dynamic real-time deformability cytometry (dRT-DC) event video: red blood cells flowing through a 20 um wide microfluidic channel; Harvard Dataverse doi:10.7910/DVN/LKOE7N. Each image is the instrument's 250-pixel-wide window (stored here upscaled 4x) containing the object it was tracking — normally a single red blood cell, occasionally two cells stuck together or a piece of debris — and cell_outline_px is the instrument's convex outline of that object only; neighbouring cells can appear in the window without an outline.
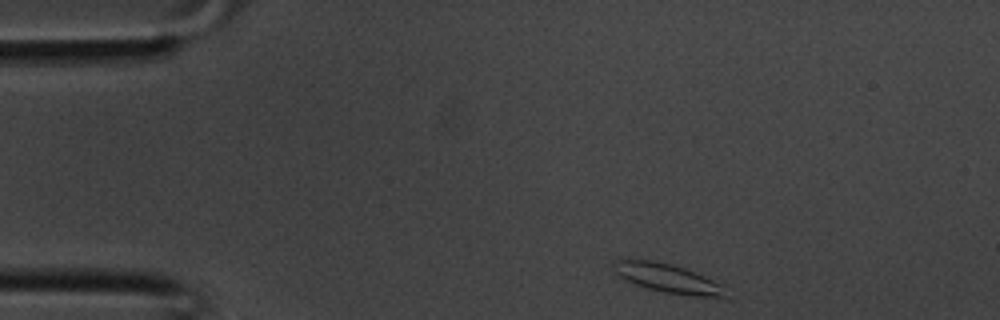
{"species": "common noctule bat (a hibernating species)", "species_latin": "Nyctalus noctula", "temperature_condition": "room temperature", "stored_images_in_passage": 33, "segment_of_instrument_passage": [1, 2], "camera_frame_rate_fps": 3000, "um_per_image_px": 0.085, "animal": {"sex": "male", "body_mass_g": 20.1, "forearm_length_mm": 53.5}, "frame": {"image": 1, "passage_image": 1, "time_ms": 0.0, "image_size_px": [1000, 320], "cell_outline_px": [[724, 296], [696, 296], [664, 292], [648, 288], [624, 280], [612, 268], [612, 264], [616, 260], [652, 260], [672, 264], [684, 268], [704, 276], [720, 284]], "centroid_in_image_um": [56.65, 23.63], "position_along_channel_um": 28.3, "area_um2": 18.21}}
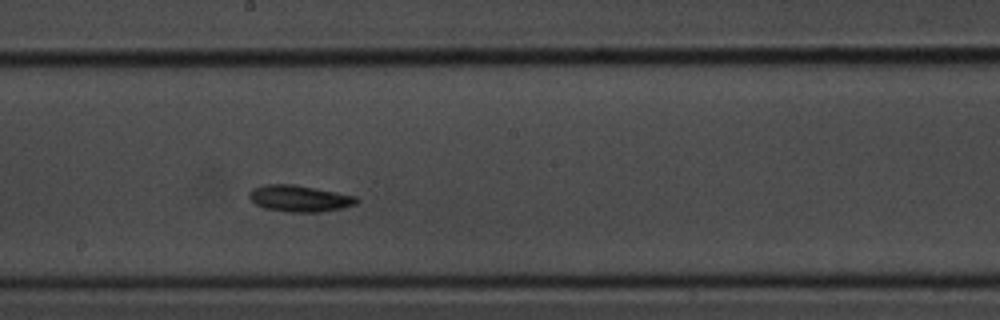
{"frame": {"image": 2, "passage_image": 15, "time_ms": 4.667, "image_size_px": [1000, 320], "cell_outline_px": [[360, 200], [356, 204], [344, 208], [324, 212], [288, 212], [264, 208], [256, 204], [248, 196], [248, 192], [252, 188], [264, 184], [292, 184], [316, 188], [356, 196]], "centroid_in_image_um": [25.47, 16.87], "position_along_channel_um": 222.7, "area_um2": 16.76}}
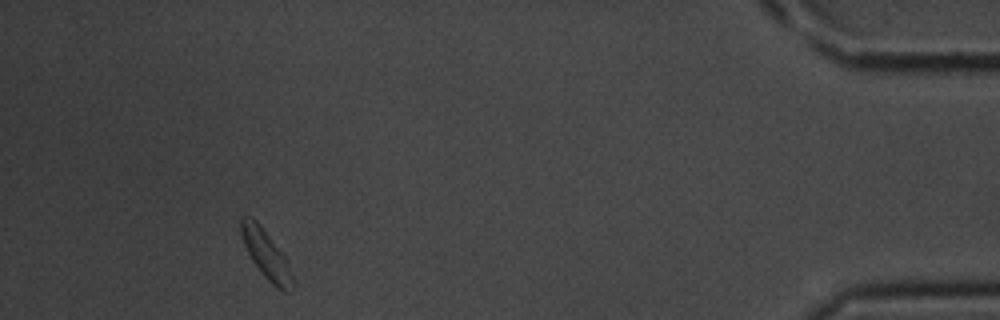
{"frame": {"image": 3, "passage_image": 29, "time_ms": 9.333, "image_size_px": [1000, 320], "cell_outline_px": [[292, 292], [284, 292], [276, 288], [264, 276], [252, 260], [244, 244], [240, 232], [240, 216], [252, 216], [260, 224], [284, 256], [292, 276]], "centroid_in_image_um": [22.58, 21.6], "position_along_channel_um": 412.6, "area_um2": 14.33}}